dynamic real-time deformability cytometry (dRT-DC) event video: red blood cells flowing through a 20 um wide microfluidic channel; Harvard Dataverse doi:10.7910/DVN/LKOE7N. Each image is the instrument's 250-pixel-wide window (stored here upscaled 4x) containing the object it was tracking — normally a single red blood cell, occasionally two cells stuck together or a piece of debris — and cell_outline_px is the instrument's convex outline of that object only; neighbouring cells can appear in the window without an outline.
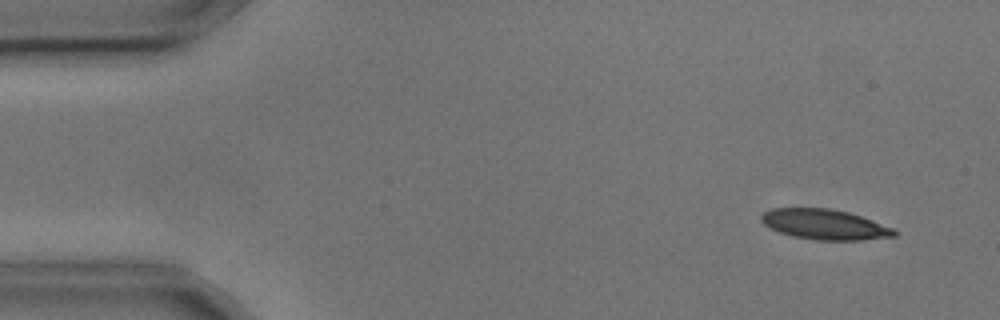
{"species": "common noctule bat (a hibernating species)", "species_latin": "Nyctalus noctula", "temperature_condition": "cold", "stored_images_in_passage": 4, "camera_frame_rate_fps": 3000, "um_per_image_px": 0.085, "animal": {"sex": "male", "body_mass_g": 17.9, "forearm_length_mm": 54.2}, "frame": {"image": 1, "passage_image": 1, "time_ms": 0.0, "image_size_px": [1000, 320], "cell_outline_px": [[900, 232], [896, 236], [860, 240], [816, 240], [792, 236], [768, 228], [760, 220], [760, 216], [764, 212], [772, 208], [828, 208], [848, 212], [896, 228]], "centroid_in_image_um": [70.12, 19.08], "position_along_channel_um": 14.9, "area_um2": 23.64}}